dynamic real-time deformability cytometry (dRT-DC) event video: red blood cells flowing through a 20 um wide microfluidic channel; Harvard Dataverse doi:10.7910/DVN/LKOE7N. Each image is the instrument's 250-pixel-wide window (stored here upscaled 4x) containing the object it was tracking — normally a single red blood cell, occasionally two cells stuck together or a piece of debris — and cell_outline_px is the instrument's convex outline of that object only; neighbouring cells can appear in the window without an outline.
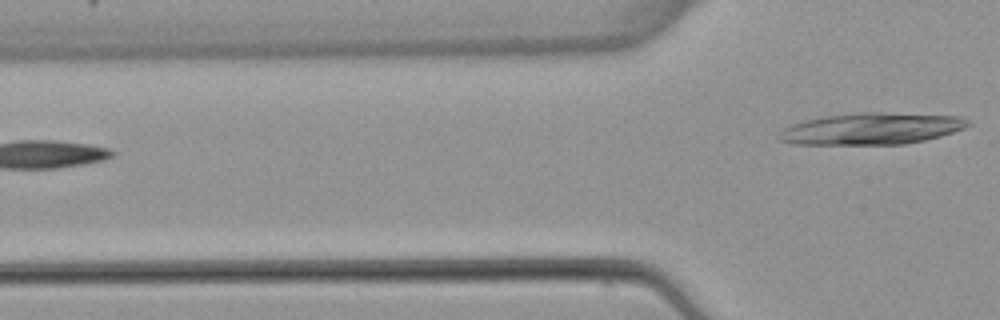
{"species": "common noctule bat (a hibernating species)", "species_latin": "Nyctalus noctula", "temperature_condition": "warm", "stored_images_in_passage": 2, "camera_frame_rate_fps": 3000, "um_per_image_px": 0.085, "animal": {"sex": "female", "body_mass_g": 22.7, "forearm_length_mm": 54.2}, "frame": {"image": 1, "passage_image": 2, "time_ms": 1.667, "image_size_px": [1000, 320], "cell_outline_px": [[972, 124], [964, 128], [940, 136], [924, 140], [904, 144], [792, 144], [780, 140], [776, 136], [784, 128], [792, 124], [804, 120], [824, 116], [860, 112], [880, 112], [956, 116], [972, 120]], "centroid_in_image_um": [74.07, 10.93], "position_along_channel_um": 51.7, "area_um2": 34.85}}